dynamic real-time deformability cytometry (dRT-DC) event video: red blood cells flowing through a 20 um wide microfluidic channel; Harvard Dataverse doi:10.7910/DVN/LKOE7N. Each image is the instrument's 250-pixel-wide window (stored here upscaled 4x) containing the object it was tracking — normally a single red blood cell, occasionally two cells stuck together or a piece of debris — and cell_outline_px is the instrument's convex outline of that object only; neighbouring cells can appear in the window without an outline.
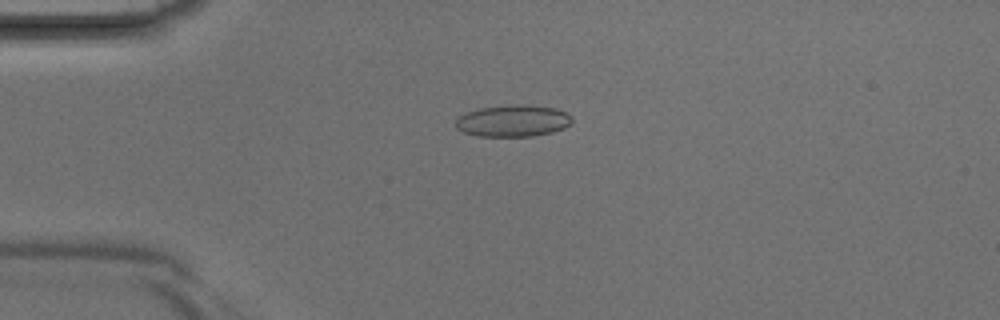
{"species": "Egyptian fruit bat (a non-hibernating species)", "species_latin": "Rousettus aegyptiacus", "temperature_condition": "room temperature", "stored_images_in_passage": 1, "camera_frame_rate_fps": 3000, "um_per_image_px": 0.085, "animal": {"sex": "male"}, "frame": {"image": 1, "passage_image": 1, "time_ms": 0.0, "image_size_px": [1000, 320], "cell_outline_px": [[572, 124], [564, 128], [552, 132], [532, 136], [476, 136], [464, 132], [456, 128], [456, 116], [464, 112], [480, 108], [512, 104], [516, 104], [556, 108], [568, 112], [572, 116]], "centroid_in_image_um": [43.6, 10.26], "position_along_channel_um": 41.4, "area_um2": 21.79}}